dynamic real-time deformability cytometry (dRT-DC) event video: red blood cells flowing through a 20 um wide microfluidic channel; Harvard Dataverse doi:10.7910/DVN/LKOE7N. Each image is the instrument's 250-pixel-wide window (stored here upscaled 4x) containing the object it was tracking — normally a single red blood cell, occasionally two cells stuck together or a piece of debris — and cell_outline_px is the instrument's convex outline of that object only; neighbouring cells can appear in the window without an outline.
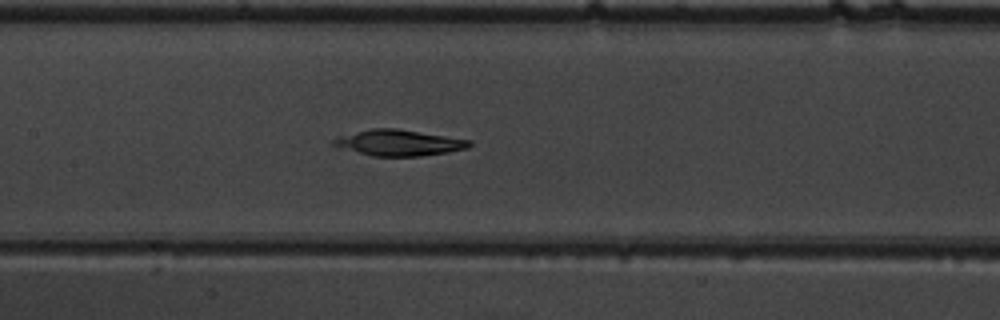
{"species": "common noctule bat (a hibernating species)", "species_latin": "Nyctalus noctula", "temperature_condition": "warm", "stored_images_in_passage": 48, "camera_frame_rate_fps": 3000, "um_per_image_px": 0.085, "animal": {"sex": "male", "body_mass_g": 19.5, "forearm_length_mm": 54.6}, "frame": {"image": 1, "passage_image": 20, "time_ms": 6.333, "image_size_px": [1000, 320], "cell_outline_px": [[472, 144], [468, 148], [448, 152], [420, 156], [372, 156], [336, 148], [332, 144], [332, 140], [336, 136], [372, 128], [396, 128], [472, 140]], "centroid_in_image_um": [33.85, 12.13], "position_along_channel_um": 173.6, "area_um2": 20.81}}
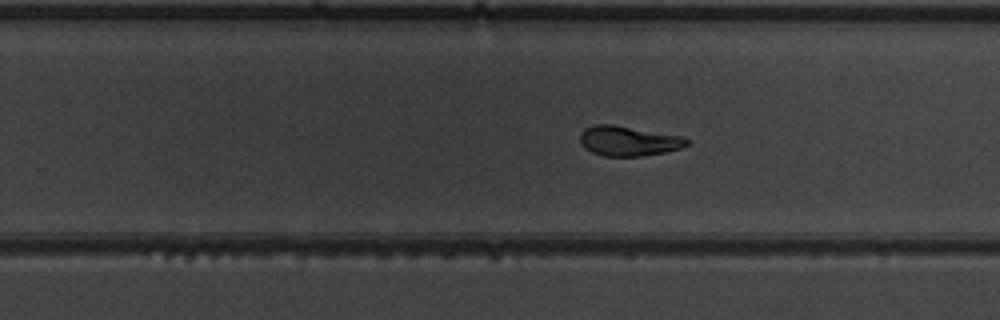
{"frame": {"image": 2, "passage_image": 28, "time_ms": 9.0, "image_size_px": [1000, 320], "cell_outline_px": [[688, 144], [680, 148], [664, 152], [640, 156], [604, 156], [592, 152], [584, 148], [580, 144], [580, 132], [584, 128], [592, 124], [612, 124], [684, 136], [688, 140]], "centroid_in_image_um": [53.37, 11.97], "position_along_channel_um": 276.4, "area_um2": 18.73}}
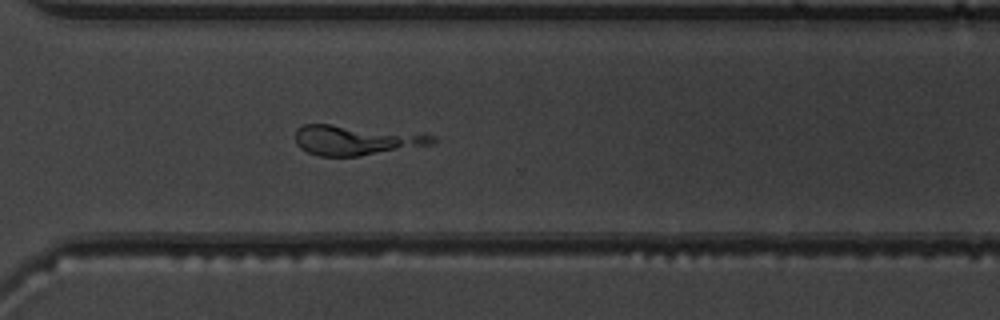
{"frame": {"image": 3, "passage_image": 33, "time_ms": 10.667, "image_size_px": [1000, 320], "cell_outline_px": [[440, 140], [436, 144], [360, 156], [316, 156], [300, 148], [296, 144], [296, 128], [304, 124], [332, 124], [436, 136]], "centroid_in_image_um": [30.24, 11.92], "position_along_channel_um": 340.4, "area_um2": 23.81}}